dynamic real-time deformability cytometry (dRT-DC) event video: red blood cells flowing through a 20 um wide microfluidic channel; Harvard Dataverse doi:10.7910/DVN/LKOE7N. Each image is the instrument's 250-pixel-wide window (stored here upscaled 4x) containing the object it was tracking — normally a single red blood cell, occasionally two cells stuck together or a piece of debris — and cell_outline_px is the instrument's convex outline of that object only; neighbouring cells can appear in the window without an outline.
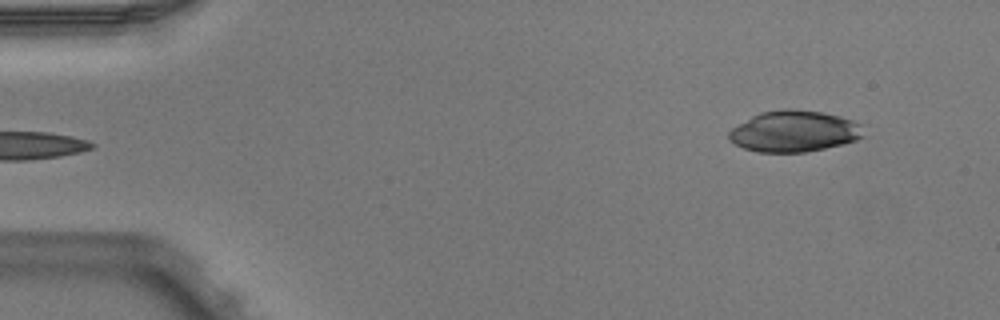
{"species": "Egyptian fruit bat (a non-hibernating species)", "species_latin": "Rousettus aegyptiacus", "temperature_condition": "warm", "stored_images_in_passage": 5, "segment_of_instrument_passage": [2, 2], "camera_frame_rate_fps": 3000, "um_per_image_px": 0.085, "animal": {"sex": "male"}, "frame": {"image": 1, "passage_image": 5, "time_ms": 1.333, "image_size_px": [1000, 320], "cell_outline_px": [[860, 136], [856, 140], [844, 144], [804, 152], [756, 152], [744, 148], [728, 140], [728, 132], [732, 128], [752, 116], [760, 112], [788, 108], [792, 108], [824, 112], [840, 116], [852, 120], [860, 124]], "centroid_in_image_um": [67.45, 11.15], "position_along_channel_um": 17.5, "area_um2": 32.19}}